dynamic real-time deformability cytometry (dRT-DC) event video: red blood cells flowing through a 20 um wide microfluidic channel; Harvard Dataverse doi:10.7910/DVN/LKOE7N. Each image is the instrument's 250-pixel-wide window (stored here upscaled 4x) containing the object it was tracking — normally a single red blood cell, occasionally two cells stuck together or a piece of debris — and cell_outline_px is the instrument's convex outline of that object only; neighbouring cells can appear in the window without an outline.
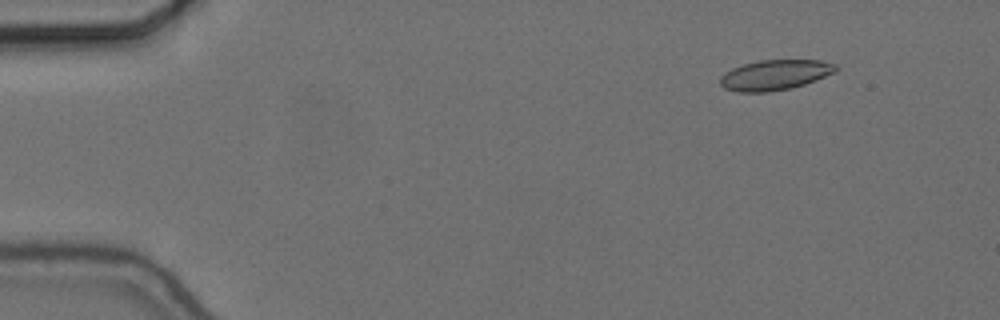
{"species": "common noctule bat (a hibernating species)", "species_latin": "Nyctalus noctula", "temperature_condition": "cold", "stored_images_in_passage": 12, "camera_frame_rate_fps": 3000, "um_per_image_px": 0.085, "animal": {"sex": "female", "body_mass_g": 24.6, "forearm_length_mm": 56.2}, "frame": {"image": 1, "passage_image": 2, "time_ms": 0.333, "image_size_px": [1000, 320], "cell_outline_px": [[840, 68], [836, 72], [816, 80], [792, 88], [768, 92], [736, 92], [724, 88], [720, 84], [720, 76], [724, 72], [732, 68], [744, 64], [760, 60], [820, 60], [836, 64]], "centroid_in_image_um": [65.88, 6.37], "position_along_channel_um": 19.1, "area_um2": 20.58}}